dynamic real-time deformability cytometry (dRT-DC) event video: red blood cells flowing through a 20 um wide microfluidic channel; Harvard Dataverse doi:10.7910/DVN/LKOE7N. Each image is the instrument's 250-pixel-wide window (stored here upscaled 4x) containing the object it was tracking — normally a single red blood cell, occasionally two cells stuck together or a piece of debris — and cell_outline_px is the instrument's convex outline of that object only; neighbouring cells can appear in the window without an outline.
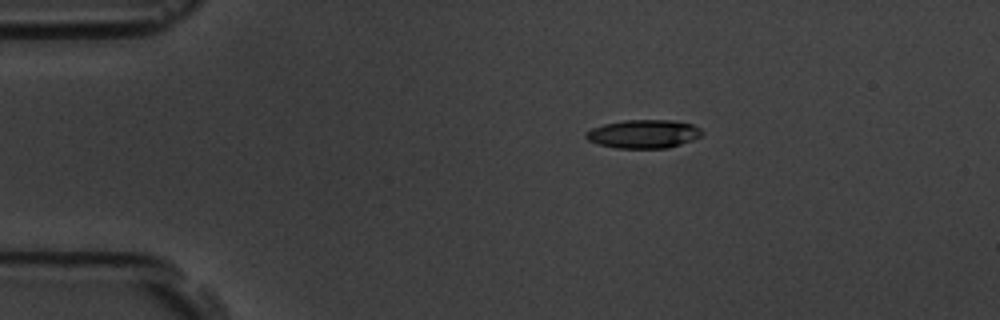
{"species": "common noctule bat (a hibernating species)", "species_latin": "Nyctalus noctula", "temperature_condition": "room temperature", "stored_images_in_passage": 4, "camera_frame_rate_fps": 3000, "um_per_image_px": 0.085, "animal": {"sex": "male", "body_mass_g": 19.5, "forearm_length_mm": 54.6}, "frame": {"image": 1, "passage_image": 3, "time_ms": 3.0, "image_size_px": [1000, 320], "cell_outline_px": [[704, 132], [700, 136], [692, 140], [680, 144], [664, 148], [616, 148], [600, 144], [588, 140], [584, 136], [584, 132], [592, 128], [604, 124], [624, 120], [672, 120], [692, 124], [700, 128]], "centroid_in_image_um": [54.69, 11.38], "position_along_channel_um": 30.3, "area_um2": 19.19}}